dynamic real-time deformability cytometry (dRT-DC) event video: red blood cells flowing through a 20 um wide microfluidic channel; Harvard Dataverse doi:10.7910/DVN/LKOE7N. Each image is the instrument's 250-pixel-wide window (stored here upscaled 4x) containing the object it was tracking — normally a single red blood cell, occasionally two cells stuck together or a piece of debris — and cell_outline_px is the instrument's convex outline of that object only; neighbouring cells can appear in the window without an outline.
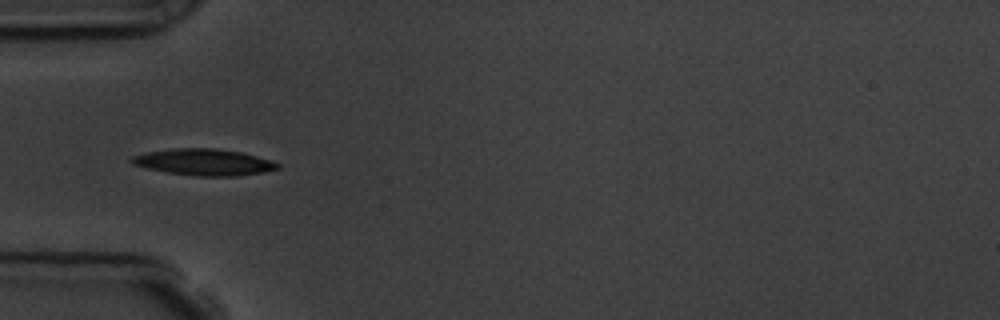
{"species": "common noctule bat (a hibernating species)", "species_latin": "Nyctalus noctula", "temperature_condition": "room temperature", "stored_images_in_passage": 4, "camera_frame_rate_fps": 3000, "um_per_image_px": 0.085, "animal": {"sex": "male", "body_mass_g": 19.5, "forearm_length_mm": 54.6}, "frame": {"image": 1, "passage_image": 2, "time_ms": 1.0, "image_size_px": [1000, 320], "cell_outline_px": [[280, 168], [264, 172], [236, 176], [196, 176], [168, 172], [148, 168], [132, 164], [128, 160], [132, 156], [148, 152], [172, 148], [212, 148], [240, 152], [256, 156], [280, 164]], "centroid_in_image_um": [17.31, 13.78], "position_along_channel_um": 67.7, "area_um2": 22.31}}
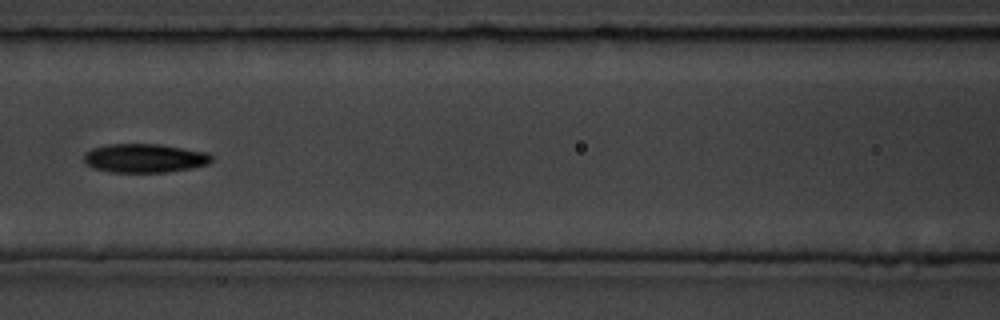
{"frame": {"image": 2, "passage_image": 4, "time_ms": 3.333, "image_size_px": [1000, 320], "cell_outline_px": [[212, 160], [208, 164], [192, 168], [168, 172], [108, 172], [92, 168], [84, 160], [84, 152], [92, 148], [108, 144], [160, 144], [208, 152], [212, 156]], "centroid_in_image_um": [12.29, 13.44], "position_along_channel_um": 154.3, "area_um2": 21.62}}